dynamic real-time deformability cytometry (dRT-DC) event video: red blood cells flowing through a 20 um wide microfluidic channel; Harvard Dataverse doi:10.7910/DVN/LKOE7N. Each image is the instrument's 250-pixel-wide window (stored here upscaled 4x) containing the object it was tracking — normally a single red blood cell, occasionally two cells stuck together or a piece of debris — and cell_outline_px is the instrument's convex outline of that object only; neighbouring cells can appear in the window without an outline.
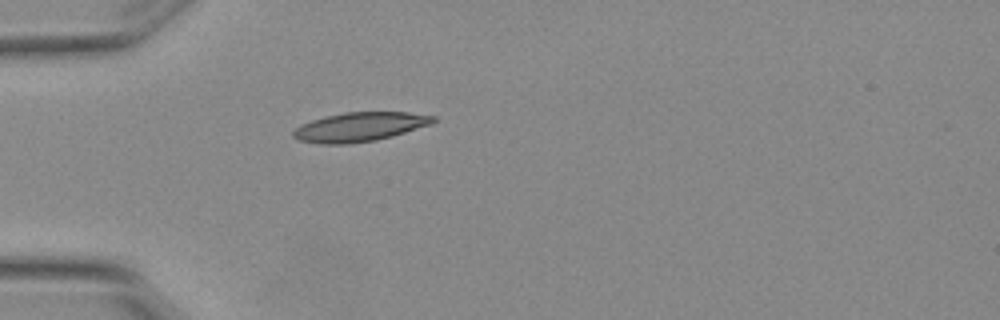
{"species": "Egyptian fruit bat (a non-hibernating species)", "species_latin": "Rousettus aegyptiacus", "temperature_condition": "warm", "stored_images_in_passage": 1, "camera_frame_rate_fps": 3000, "um_per_image_px": 0.085, "animal": {"sex": "female"}, "frame": {"image": 1, "passage_image": 1, "time_ms": 0.0, "image_size_px": [1000, 320], "cell_outline_px": [[436, 120], [432, 124], [392, 136], [376, 140], [348, 144], [320, 144], [300, 140], [292, 136], [292, 132], [300, 124], [324, 116], [344, 112], [408, 112], [436, 116]], "centroid_in_image_um": [30.57, 10.78], "position_along_channel_um": 54.4, "area_um2": 23.87}}